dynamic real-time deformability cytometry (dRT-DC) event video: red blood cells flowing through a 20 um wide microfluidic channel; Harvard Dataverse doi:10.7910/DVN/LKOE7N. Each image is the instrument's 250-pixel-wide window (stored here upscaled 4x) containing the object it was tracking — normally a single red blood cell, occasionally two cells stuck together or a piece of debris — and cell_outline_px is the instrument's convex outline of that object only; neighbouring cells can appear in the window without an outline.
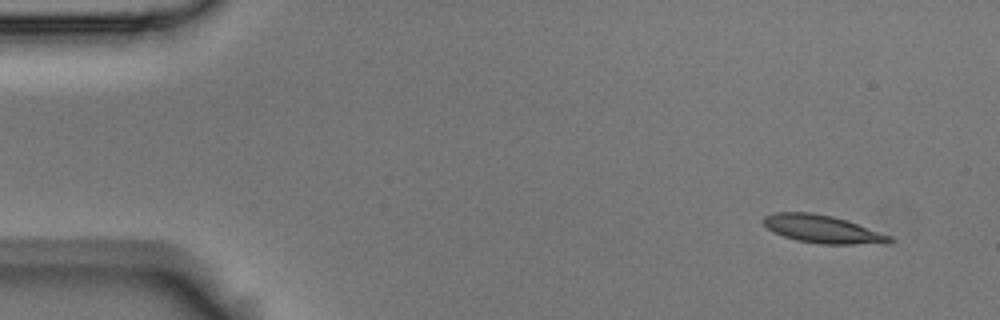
{"species": "Egyptian fruit bat (a non-hibernating species)", "species_latin": "Rousettus aegyptiacus", "temperature_condition": "room temperature", "stored_images_in_passage": 5, "camera_frame_rate_fps": 3000, "um_per_image_px": 0.085, "animal": {"sex": "male"}, "frame": {"image": 1, "passage_image": 1, "time_ms": 0.0, "image_size_px": [1000, 320], "cell_outline_px": [[896, 240], [888, 244], [820, 244], [796, 240], [772, 232], [764, 224], [764, 216], [776, 212], [812, 212], [832, 216], [848, 220], [892, 236]], "centroid_in_image_um": [69.98, 19.48], "position_along_channel_um": 15.0, "area_um2": 20.75}}
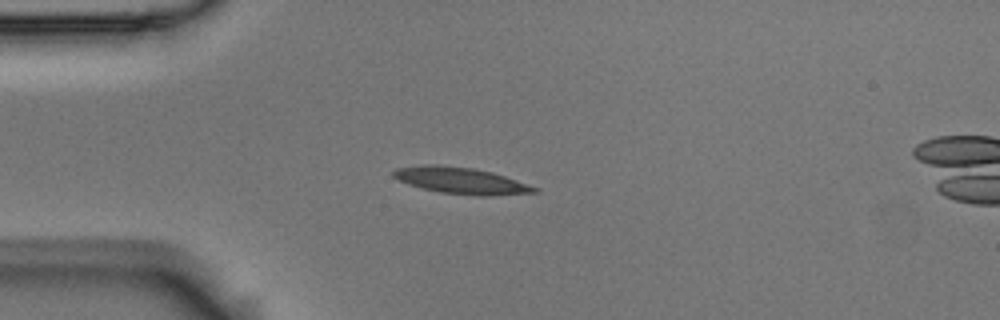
{"frame": {"image": 2, "passage_image": 4, "time_ms": 1.0, "image_size_px": [1000, 320], "cell_outline_px": [[540, 192], [492, 196], [476, 196], [440, 192], [408, 184], [392, 176], [392, 172], [396, 168], [424, 164], [440, 164], [472, 168], [492, 172], [540, 188]], "centroid_in_image_um": [39.21, 15.35], "position_along_channel_um": 45.8, "area_um2": 21.85}}